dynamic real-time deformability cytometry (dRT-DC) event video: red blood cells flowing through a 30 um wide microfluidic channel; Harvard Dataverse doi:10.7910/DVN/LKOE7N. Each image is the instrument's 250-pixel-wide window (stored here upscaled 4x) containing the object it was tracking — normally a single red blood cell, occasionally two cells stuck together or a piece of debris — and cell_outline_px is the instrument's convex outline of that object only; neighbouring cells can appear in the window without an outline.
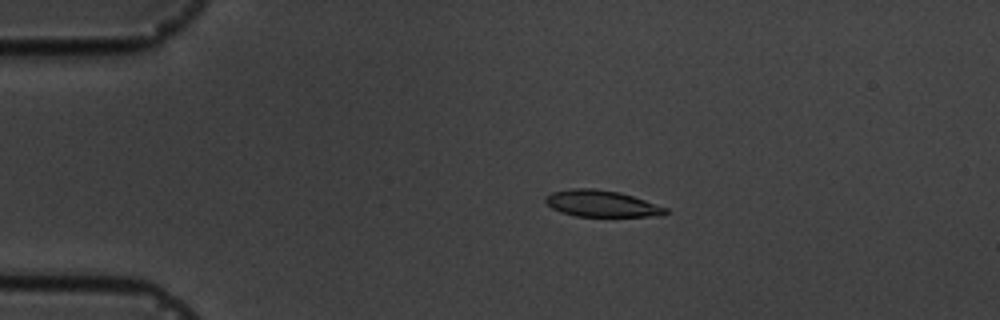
{"species": "common noctule bat (a hibernating species)", "species_latin": "Nyctalus noctula", "temperature_condition": "cold", "stored_images_in_passage": 7, "camera_frame_rate_fps": 3000, "um_per_image_px": 0.085, "animal": {"sex": "male", "body_mass_g": 19.5, "forearm_length_mm": 54.6}, "frame": {"image": 1, "passage_image": 3, "time_ms": 2.333, "image_size_px": [1000, 320], "cell_outline_px": [[668, 212], [664, 216], [576, 216], [560, 212], [552, 208], [544, 200], [544, 196], [552, 192], [572, 188], [592, 188], [620, 192], [668, 208]], "centroid_in_image_um": [51.12, 17.3], "position_along_channel_um": 33.9, "area_um2": 18.55}}
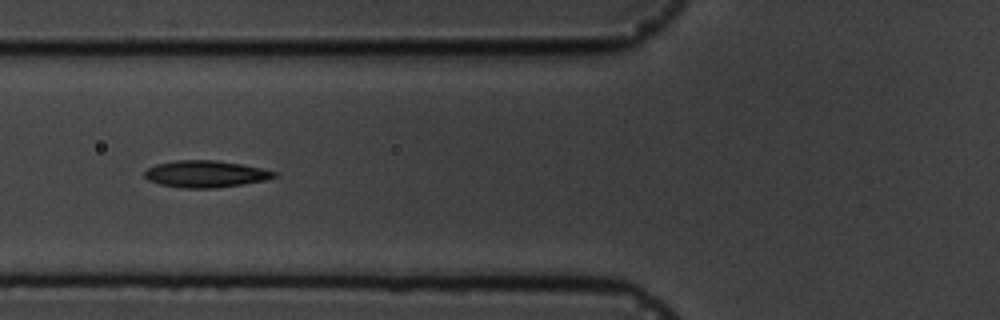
{"frame": {"image": 2, "passage_image": 6, "time_ms": 5.667, "image_size_px": [1000, 320], "cell_outline_px": [[276, 176], [264, 180], [244, 184], [212, 188], [184, 188], [160, 184], [148, 180], [144, 176], [144, 172], [148, 168], [156, 164], [176, 160], [216, 160], [244, 164], [276, 172]], "centroid_in_image_um": [17.45, 14.78], "position_along_channel_um": 108.3, "area_um2": 20.17}}
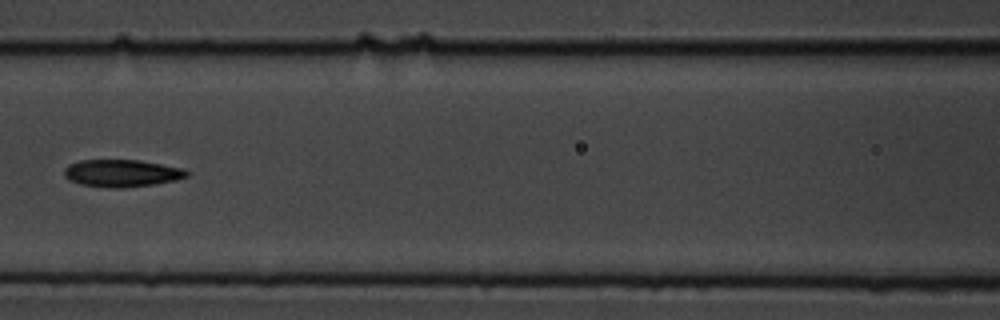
{"frame": {"image": 3, "passage_image": 7, "time_ms": 7.0, "image_size_px": [1000, 320], "cell_outline_px": [[192, 172], [188, 176], [176, 180], [152, 184], [124, 188], [108, 188], [80, 184], [68, 180], [64, 176], [64, 168], [68, 164], [80, 160], [140, 160], [184, 168]], "centroid_in_image_um": [10.36, 14.72], "position_along_channel_um": 156.2, "area_um2": 19.77}}